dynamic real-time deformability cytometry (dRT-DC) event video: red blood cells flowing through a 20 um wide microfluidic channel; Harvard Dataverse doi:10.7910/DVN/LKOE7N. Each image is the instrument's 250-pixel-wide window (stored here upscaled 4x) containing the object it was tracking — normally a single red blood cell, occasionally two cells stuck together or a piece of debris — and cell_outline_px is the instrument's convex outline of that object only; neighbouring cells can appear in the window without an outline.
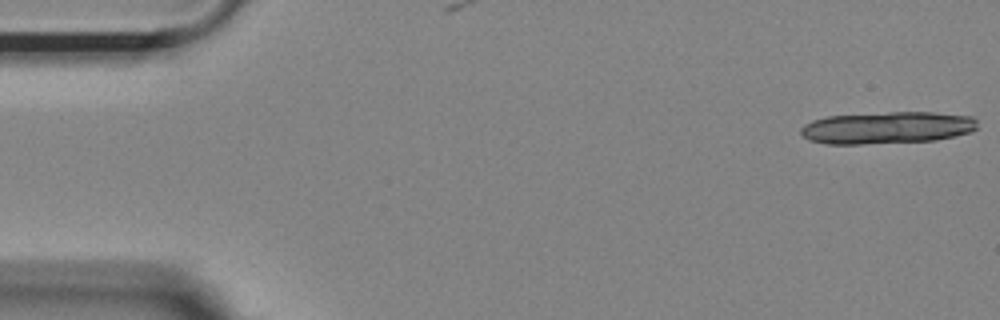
{"species": "Egyptian fruit bat (a non-hibernating species)", "species_latin": "Rousettus aegyptiacus", "temperature_condition": "room temperature", "stored_images_in_passage": 15, "camera_frame_rate_fps": 3000, "um_per_image_px": 0.085, "animal": {"sex": "female"}, "frame": {"image": 1, "passage_image": 1, "time_ms": 0.0, "image_size_px": [1000, 320], "cell_outline_px": [[976, 128], [972, 132], [936, 140], [860, 144], [824, 144], [808, 140], [800, 132], [800, 128], [804, 124], [812, 120], [828, 116], [888, 112], [932, 112], [972, 116], [976, 120]], "centroid_in_image_um": [75.38, 10.85], "position_along_channel_um": 9.6, "area_um2": 33.12}}